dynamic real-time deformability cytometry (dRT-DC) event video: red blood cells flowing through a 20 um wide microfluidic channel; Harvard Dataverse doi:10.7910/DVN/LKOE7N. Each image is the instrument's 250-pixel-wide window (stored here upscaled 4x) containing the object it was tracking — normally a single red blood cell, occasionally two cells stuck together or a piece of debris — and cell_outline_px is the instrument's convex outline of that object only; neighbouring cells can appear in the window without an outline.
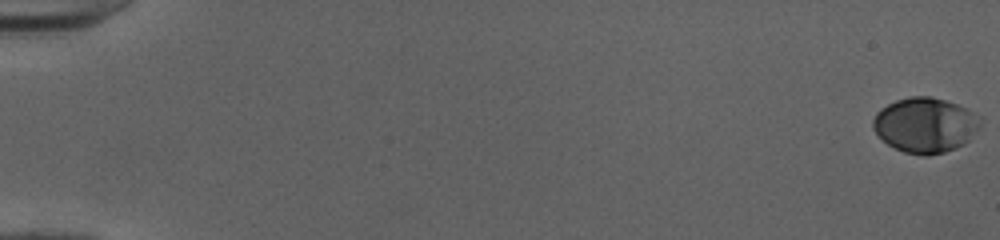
{"species": "human", "species_latin": "Homo sapiens", "temperature_condition": "cold", "stored_images_in_passage": 53, "camera_frame_rate_fps": 3000, "um_per_image_px": 0.085, "donor": {"sex": "female"}, "frame": {"image": 1, "passage_image": 1, "time_ms": 0.0, "image_size_px": [1000, 240], "cell_outline_px": [[980, 128], [964, 144], [956, 148], [944, 152], [928, 156], [924, 156], [904, 152], [888, 144], [872, 128], [872, 120], [876, 112], [880, 108], [896, 100], [908, 96], [932, 96], [956, 104], [980, 116]], "centroid_in_image_um": [78.63, 10.63], "position_along_channel_um": 6.4, "area_um2": 34.45}}
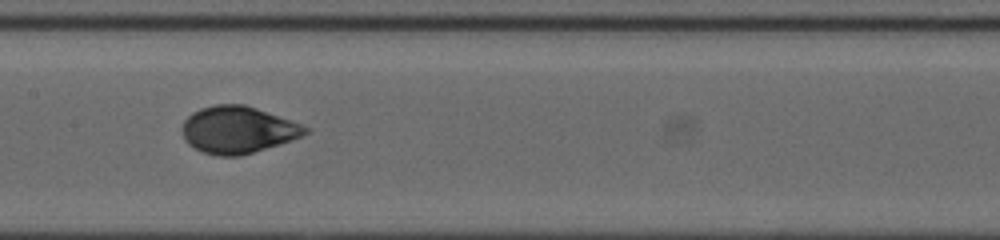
{"frame": {"image": 2, "passage_image": 29, "time_ms": 9.333, "image_size_px": [1000, 240], "cell_outline_px": [[308, 132], [292, 140], [280, 144], [240, 156], [216, 156], [200, 152], [188, 144], [184, 140], [184, 120], [192, 112], [200, 108], [216, 104], [244, 104], [256, 108], [300, 124], [308, 128]], "centroid_in_image_um": [20.18, 11.04], "position_along_channel_um": 187.2, "area_um2": 33.47}}
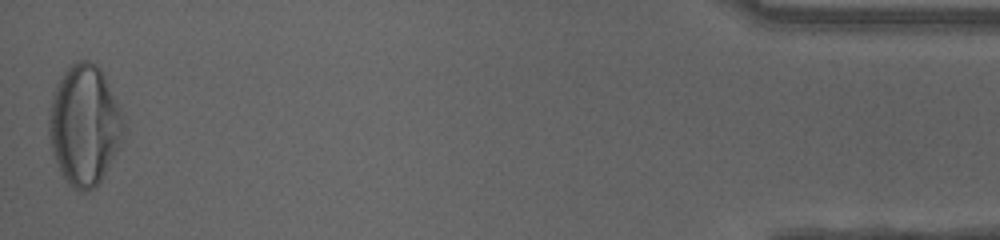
{"frame": {"image": 3, "passage_image": 53, "time_ms": 17.333, "image_size_px": [1000, 240], "cell_outline_px": [[128, 128], [124, 136], [96, 188], [88, 192], [80, 192], [72, 188], [68, 184], [60, 172], [52, 152], [48, 136], [48, 112], [52, 96], [56, 84], [68, 64], [76, 60], [88, 60], [96, 64], [100, 68], [120, 108]], "centroid_in_image_um": [7.16, 10.63], "position_along_channel_um": 428.0, "area_um2": 53.0}, "authors_computed_cell_mechanics": {"area_um2": 33.813, "velocity_mm_per_s": 4.0151, "shape_relaxation_time_tau1_ms": 4.353, "shape_relaxation_time_tau2_ms": null, "deformation_change_tau1": 0.1801, "deformation_change_tau2": null}}